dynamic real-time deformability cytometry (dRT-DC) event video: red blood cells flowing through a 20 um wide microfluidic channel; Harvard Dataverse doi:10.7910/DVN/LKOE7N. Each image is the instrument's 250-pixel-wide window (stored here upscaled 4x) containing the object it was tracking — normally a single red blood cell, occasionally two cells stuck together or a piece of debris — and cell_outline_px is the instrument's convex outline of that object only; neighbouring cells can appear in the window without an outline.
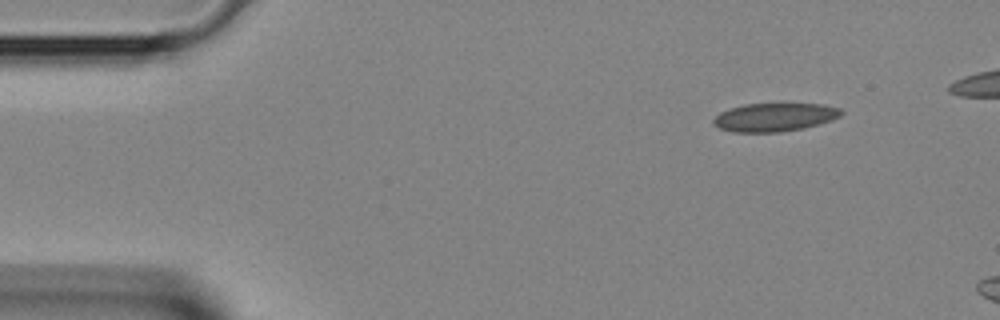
{"species": "Egyptian fruit bat (a non-hibernating species)", "species_latin": "Rousettus aegyptiacus", "temperature_condition": "room temperature", "stored_images_in_passage": 8, "camera_frame_rate_fps": 3000, "um_per_image_px": 0.085, "animal": {"sex": "female"}, "frame": {"image": 1, "passage_image": 1, "time_ms": 0.0, "image_size_px": [1000, 320], "cell_outline_px": [[844, 112], [840, 116], [832, 120], [804, 128], [780, 132], [732, 132], [720, 128], [712, 124], [712, 120], [720, 112], [744, 104], [824, 104], [840, 108]], "centroid_in_image_um": [65.85, 9.96], "position_along_channel_um": 19.2, "area_um2": 21.1}}